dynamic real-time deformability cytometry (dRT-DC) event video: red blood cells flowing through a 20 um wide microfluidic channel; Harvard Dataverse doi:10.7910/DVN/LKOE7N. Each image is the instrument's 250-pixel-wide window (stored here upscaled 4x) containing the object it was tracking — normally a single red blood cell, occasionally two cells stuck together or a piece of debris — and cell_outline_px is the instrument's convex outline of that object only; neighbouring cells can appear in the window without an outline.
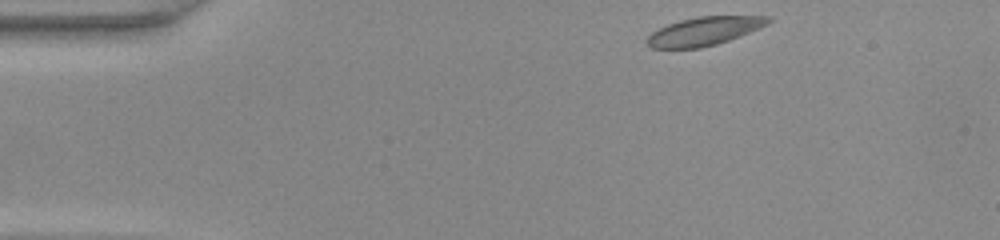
{"species": "common noctule bat (a hibernating species)", "species_latin": "Nyctalus noctula", "temperature_condition": "warm", "stored_images_in_passage": 41, "camera_frame_rate_fps": 3000, "um_per_image_px": 0.085, "animal": {"sex": "female", "body_mass_g": 22.0, "forearm_length_mm": 56.7}, "frame": {"image": 1, "passage_image": 1, "time_ms": 0.0, "image_size_px": [1000, 240], "cell_outline_px": [[772, 20], [768, 24], [760, 28], [740, 36], [716, 44], [700, 48], [652, 48], [644, 40], [652, 32], [668, 24], [680, 20], [696, 16], [772, 16]], "centroid_in_image_um": [59.87, 2.64], "position_along_channel_um": 25.1, "area_um2": 20.11}}
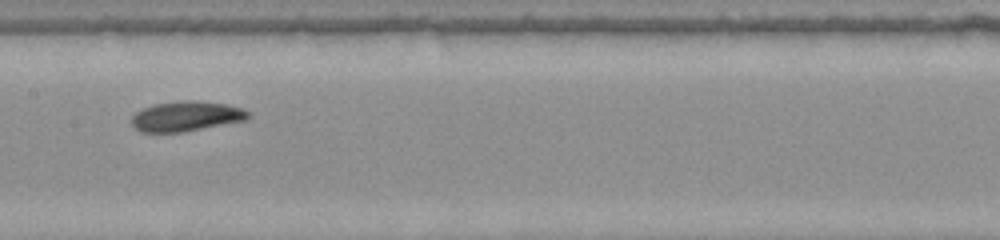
{"frame": {"image": 2, "passage_image": 18, "time_ms": 5.667, "image_size_px": [1000, 240], "cell_outline_px": [[252, 116], [248, 120], [180, 132], [144, 132], [136, 128], [132, 124], [132, 116], [136, 112], [144, 108], [156, 104], [180, 100], [192, 100], [228, 104], [244, 108]], "centroid_in_image_um": [15.89, 9.87], "position_along_channel_um": 191.5, "area_um2": 20.35}}
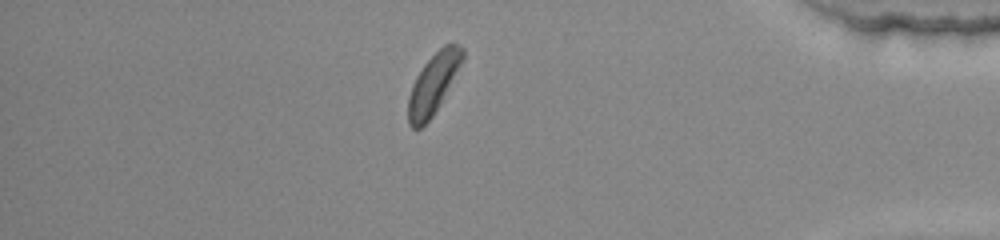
{"frame": {"image": 3, "passage_image": 35, "time_ms": 11.333, "image_size_px": [1000, 240], "cell_outline_px": [[464, 60], [440, 104], [432, 116], [420, 128], [412, 128], [408, 124], [408, 96], [412, 84], [416, 76], [424, 64], [444, 44], [452, 40], [460, 44], [464, 48]], "centroid_in_image_um": [36.86, 7.06], "position_along_channel_um": 398.3, "area_um2": 19.25}}